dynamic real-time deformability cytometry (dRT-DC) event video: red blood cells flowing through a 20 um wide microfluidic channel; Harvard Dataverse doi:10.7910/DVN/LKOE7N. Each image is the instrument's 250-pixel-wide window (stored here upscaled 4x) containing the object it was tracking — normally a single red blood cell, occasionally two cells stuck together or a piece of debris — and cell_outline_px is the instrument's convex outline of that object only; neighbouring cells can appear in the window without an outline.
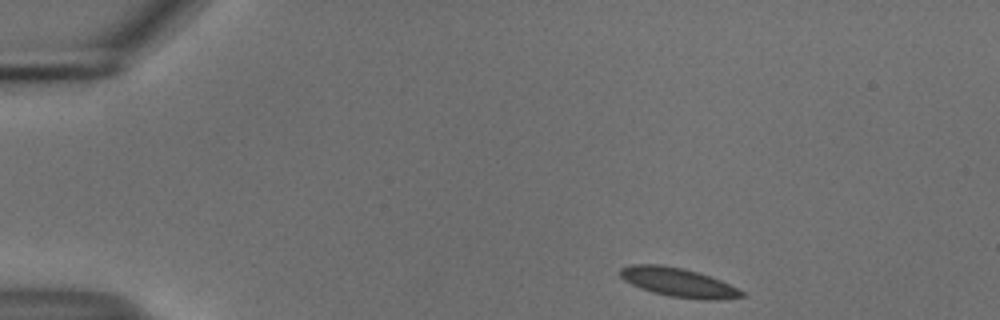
{"species": "common noctule bat (a hibernating species)", "species_latin": "Nyctalus noctula", "temperature_condition": "cold", "stored_images_in_passage": 47, "camera_frame_rate_fps": 3000, "um_per_image_px": 0.085, "animal": {"sex": "male", "body_mass_g": 18.8}, "frame": {"image": 1, "passage_image": 1, "time_ms": 0.0, "image_size_px": [1000, 320], "cell_outline_px": [[748, 296], [716, 300], [704, 300], [668, 296], [652, 292], [640, 288], [624, 280], [620, 276], [620, 268], [632, 264], [660, 264], [680, 268], [696, 272], [720, 280], [744, 292]], "centroid_in_image_um": [57.64, 24.01], "position_along_channel_um": 27.4, "area_um2": 20.35}}
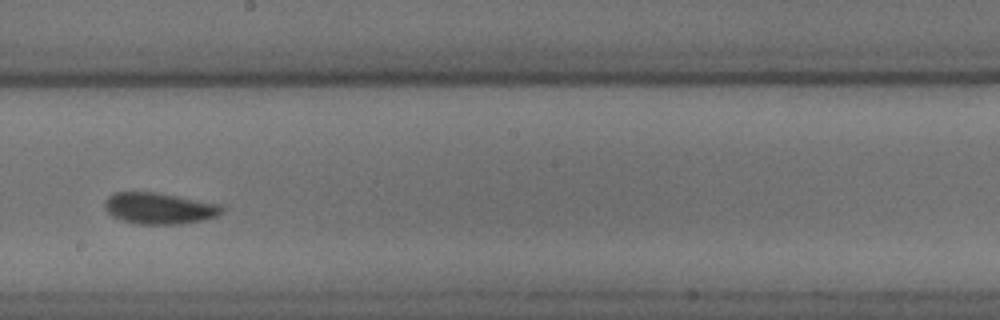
{"frame": {"image": 2, "passage_image": 24, "time_ms": 7.667, "image_size_px": [1000, 320], "cell_outline_px": [[224, 212], [216, 216], [204, 220], [180, 224], [136, 224], [112, 216], [108, 212], [104, 204], [108, 196], [116, 192], [156, 192], [224, 204]], "centroid_in_image_um": [13.6, 17.7], "position_along_channel_um": 234.6, "area_um2": 21.56}}
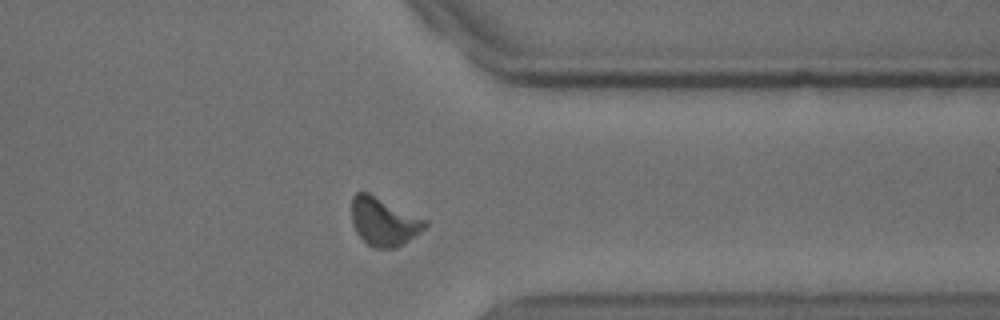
{"frame": {"image": 3, "passage_image": 36, "time_ms": 11.667, "image_size_px": [1000, 320], "cell_outline_px": [[428, 224], [420, 232], [404, 244], [396, 248], [372, 248], [356, 232], [352, 224], [352, 196], [356, 192], [368, 192], [428, 220]], "centroid_in_image_um": [32.62, 18.84], "position_along_channel_um": 378.8, "area_um2": 20.69}, "authors_computed_cell_mechanics": {"area_um2": 20.1144, "velocity_mm_per_s": 3.6875, "shape_relaxation_time_tau1_ms": 5.9074, "shape_relaxation_time_tau2_ms": 1.4292, "deformation_change_tau1": 0.1047, "deformation_change_tau2": 0.0372}}